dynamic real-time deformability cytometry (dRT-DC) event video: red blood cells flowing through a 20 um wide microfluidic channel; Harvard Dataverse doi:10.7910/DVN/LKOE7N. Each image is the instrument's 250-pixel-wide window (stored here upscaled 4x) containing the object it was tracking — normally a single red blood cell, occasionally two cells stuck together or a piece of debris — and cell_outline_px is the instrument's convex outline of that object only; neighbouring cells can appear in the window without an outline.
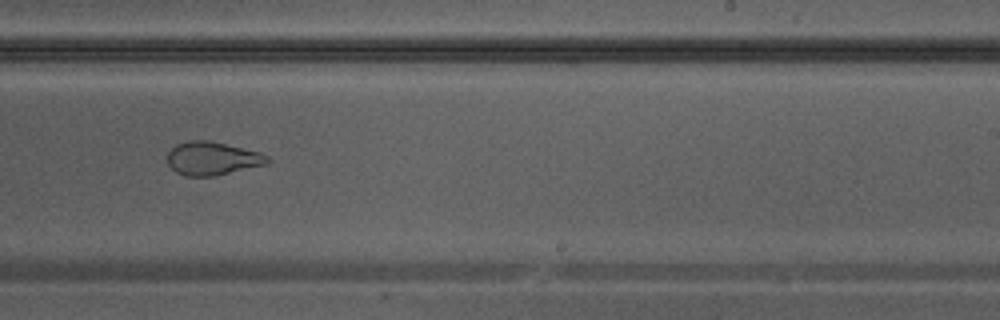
{"species": "Egyptian fruit bat (a non-hibernating species)", "species_latin": "Rousettus aegyptiacus", "temperature_condition": "warm", "stored_images_in_passage": 36, "camera_frame_rate_fps": 3000, "um_per_image_px": 0.085, "animal": {"sex": "male"}, "frame": {"image": 1, "passage_image": 21, "time_ms": 6.667, "image_size_px": [1000, 320], "cell_outline_px": [[272, 160], [268, 164], [212, 176], [184, 176], [176, 172], [168, 164], [168, 152], [176, 144], [188, 140], [208, 140], [260, 152], [268, 156]], "centroid_in_image_um": [18.05, 13.46], "position_along_channel_um": 270.9, "area_um2": 19.42}}